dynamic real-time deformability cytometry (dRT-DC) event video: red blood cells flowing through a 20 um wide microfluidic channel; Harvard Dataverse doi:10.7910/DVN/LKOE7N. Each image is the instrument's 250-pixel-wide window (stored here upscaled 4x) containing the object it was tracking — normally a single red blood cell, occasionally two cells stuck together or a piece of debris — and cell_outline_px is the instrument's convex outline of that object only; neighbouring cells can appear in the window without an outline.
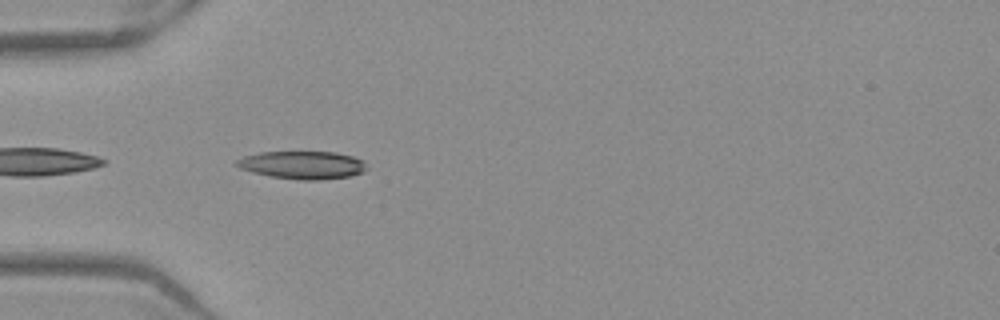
{"species": "Egyptian fruit bat (a non-hibernating species)", "species_latin": "Rousettus aegyptiacus", "temperature_condition": "warm", "stored_images_in_passage": 24, "camera_frame_rate_fps": 3000, "um_per_image_px": 0.085, "frame": {"image": 1, "passage_image": 2, "time_ms": 0.333, "image_size_px": [1000, 320], "cell_outline_px": [[368, 168], [364, 172], [348, 176], [320, 180], [300, 180], [272, 176], [252, 172], [240, 168], [232, 164], [236, 160], [244, 156], [260, 152], [336, 152], [352, 156], [364, 160]], "centroid_in_image_um": [25.72, 14.02], "position_along_channel_um": 59.3, "area_um2": 21.21}}
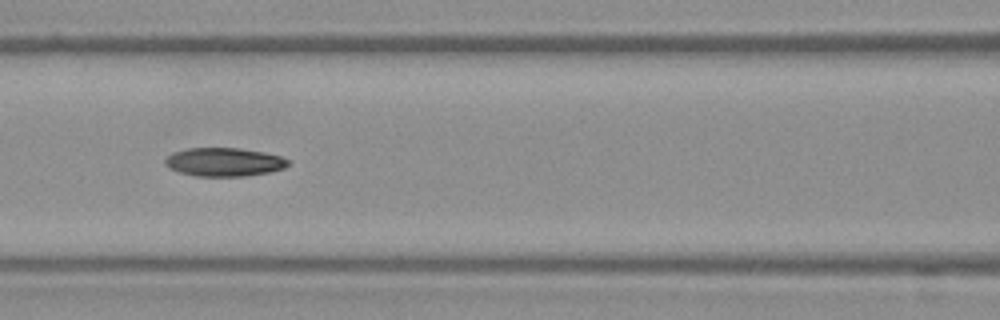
{"frame": {"image": 2, "passage_image": 9, "time_ms": 2.667, "image_size_px": [1000, 320], "cell_outline_px": [[292, 164], [284, 168], [268, 172], [244, 176], [196, 176], [180, 172], [168, 168], [164, 164], [164, 160], [172, 152], [188, 148], [240, 148], [264, 152], [280, 156], [288, 160]], "centroid_in_image_um": [19.04, 13.77], "position_along_channel_um": 147.6, "area_um2": 20.52}}
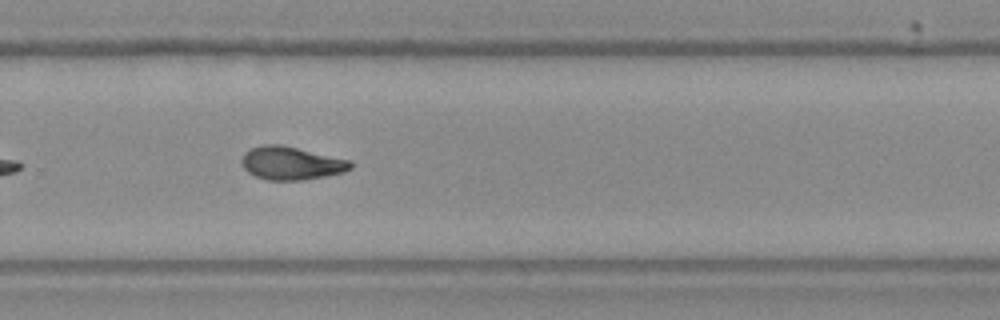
{"frame": {"image": 3, "passage_image": 21, "time_ms": 6.667, "image_size_px": [1000, 320], "cell_outline_px": [[352, 168], [344, 172], [324, 176], [300, 180], [268, 180], [256, 176], [248, 172], [244, 168], [240, 160], [244, 152], [252, 148], [264, 144], [280, 144], [352, 160]], "centroid_in_image_um": [24.75, 13.86], "position_along_channel_um": 305.0, "area_um2": 21.04}}